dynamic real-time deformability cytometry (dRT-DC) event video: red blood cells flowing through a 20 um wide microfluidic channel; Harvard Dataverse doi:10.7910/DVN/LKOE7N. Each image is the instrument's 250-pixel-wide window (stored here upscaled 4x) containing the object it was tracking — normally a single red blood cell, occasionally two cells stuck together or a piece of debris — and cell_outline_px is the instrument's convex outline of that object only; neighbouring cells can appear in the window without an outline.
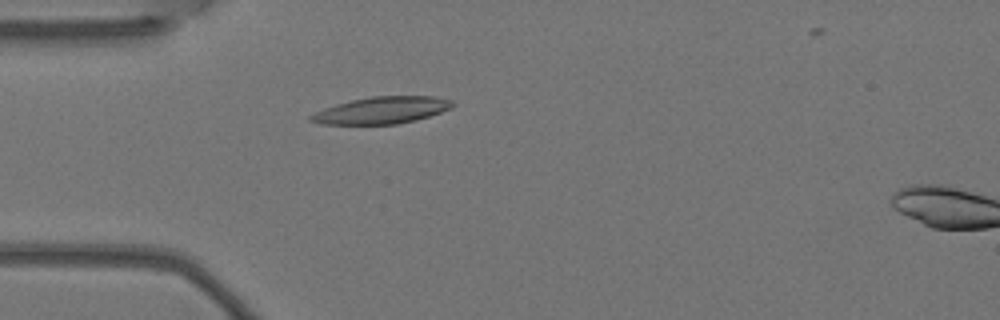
{"species": "Egyptian fruit bat (a non-hibernating species)", "species_latin": "Rousettus aegyptiacus", "temperature_condition": "warm", "stored_images_in_passage": 6, "segment_of_instrument_passage": [1, 2], "camera_frame_rate_fps": 3000, "um_per_image_px": 0.085, "animal": {"sex": "female"}, "frame": {"image": 1, "passage_image": 5, "time_ms": 1.333, "image_size_px": [1000, 320], "cell_outline_px": [[456, 104], [452, 108], [416, 120], [396, 124], [320, 124], [308, 120], [308, 116], [324, 108], [336, 104], [352, 100], [372, 96], [432, 96], [452, 100]], "centroid_in_image_um": [32.45, 9.37], "position_along_channel_um": 52.6, "area_um2": 22.2}}